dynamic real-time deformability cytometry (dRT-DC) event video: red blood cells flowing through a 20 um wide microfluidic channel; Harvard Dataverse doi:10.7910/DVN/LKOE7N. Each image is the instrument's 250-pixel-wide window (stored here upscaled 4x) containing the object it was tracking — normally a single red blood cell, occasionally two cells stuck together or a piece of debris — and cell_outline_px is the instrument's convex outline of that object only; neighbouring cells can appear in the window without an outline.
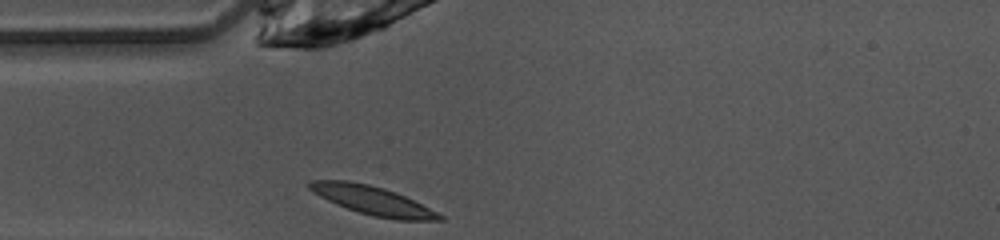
{"species": "common noctule bat (a hibernating species)", "species_latin": "Nyctalus noctula", "temperature_condition": "warm", "stored_images_in_passage": 27, "camera_frame_rate_fps": 3000, "um_per_image_px": 0.085, "animal": {"sex": "female", "body_mass_g": 10.0, "forearm_length_mm": 53.1}, "frame": {"image": 1, "passage_image": 1, "time_ms": 0.0, "image_size_px": [1000, 240], "cell_outline_px": [[444, 220], [396, 220], [372, 216], [336, 204], [312, 192], [308, 188], [308, 180], [348, 180], [368, 184], [384, 188], [396, 192], [444, 216]], "centroid_in_image_um": [31.63, 17.03], "position_along_channel_um": 53.4, "area_um2": 21.5}}
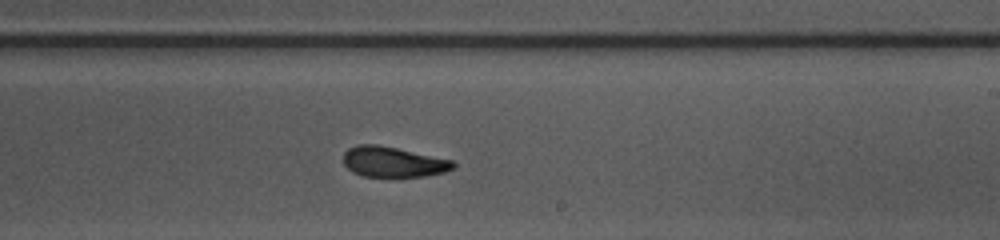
{"frame": {"image": 2, "passage_image": 16, "time_ms": 5.0, "image_size_px": [1000, 240], "cell_outline_px": [[456, 168], [444, 172], [424, 176], [364, 176], [352, 172], [344, 164], [344, 152], [348, 148], [360, 144], [376, 144], [396, 148], [452, 160], [456, 164]], "centroid_in_image_um": [33.42, 13.76], "position_along_channel_um": 255.6, "area_um2": 19.25}}
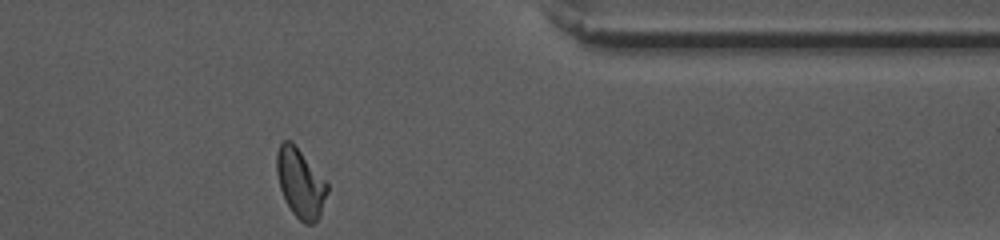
{"frame": {"image": 3, "passage_image": 27, "time_ms": 8.667, "image_size_px": [1000, 240], "cell_outline_px": [[328, 192], [320, 216], [312, 224], [304, 224], [292, 212], [280, 188], [276, 172], [276, 152], [280, 144], [284, 140], [292, 140], [328, 184]], "centroid_in_image_um": [25.53, 15.54], "position_along_channel_um": 385.9, "area_um2": 20.29}, "authors_computed_cell_mechanics": {"area_um2": 20.2878, "velocity_mm_per_s": 4.0863, "shape_relaxation_time_tau1_ms": 3.0597, "shape_relaxation_time_tau2_ms": 2.6181, "deformation_change_tau1": 0.1528, "deformation_change_tau2": 0.0612}}